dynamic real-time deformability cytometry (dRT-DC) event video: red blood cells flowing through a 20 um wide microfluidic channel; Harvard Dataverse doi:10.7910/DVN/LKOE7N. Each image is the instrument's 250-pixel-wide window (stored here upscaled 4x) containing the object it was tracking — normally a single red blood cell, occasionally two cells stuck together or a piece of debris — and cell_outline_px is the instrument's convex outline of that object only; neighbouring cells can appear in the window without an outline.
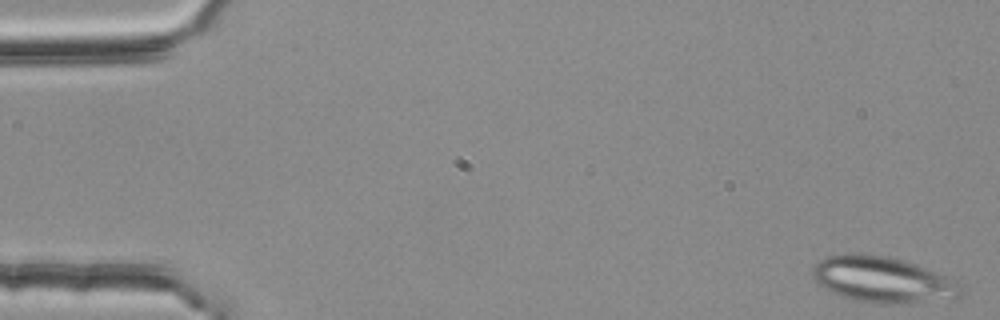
{"species": "common noctule bat (a hibernating species)", "species_latin": "Nyctalus noctula", "temperature_condition": "room temperature", "stored_images_in_passage": 4, "camera_frame_rate_fps": 3000, "um_per_image_px": 0.085, "animal": {"sex": "female", "body_mass_g": 25.1}, "frame": {"image": 1, "passage_image": 1, "time_ms": 0.0, "image_size_px": [1000, 320], "cell_outline_px": [[964, 296], [880, 304], [856, 300], [840, 296], [824, 288], [816, 280], [812, 272], [812, 268], [820, 260], [828, 256], [848, 252], [860, 252], [888, 256], [904, 260], [916, 264], [948, 276], [964, 284]], "centroid_in_image_um": [75.03, 23.72], "position_along_channel_um": 10.0, "area_um2": 39.59}}